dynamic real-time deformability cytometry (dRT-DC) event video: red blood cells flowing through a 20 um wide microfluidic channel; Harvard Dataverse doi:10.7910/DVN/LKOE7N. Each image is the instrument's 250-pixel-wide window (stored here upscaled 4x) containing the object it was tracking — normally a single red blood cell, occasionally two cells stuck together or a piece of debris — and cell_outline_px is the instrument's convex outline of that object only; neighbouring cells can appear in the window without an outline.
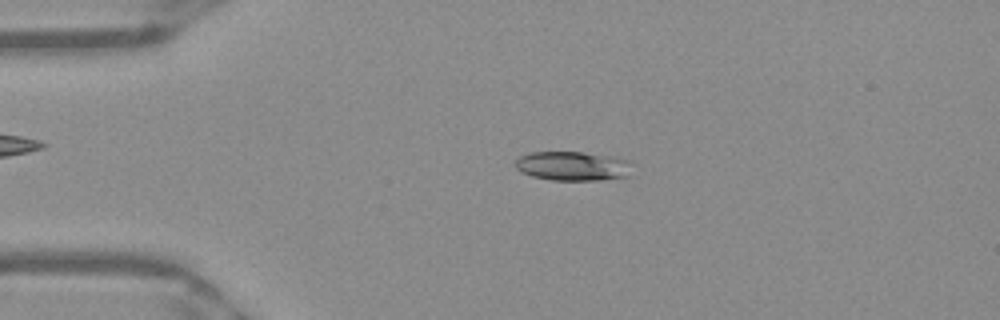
{"species": "Egyptian fruit bat (a non-hibernating species)", "species_latin": "Rousettus aegyptiacus", "temperature_condition": "warm", "stored_images_in_passage": 47, "camera_frame_rate_fps": 3000, "um_per_image_px": 0.085, "frame": {"image": 1, "passage_image": 7, "time_ms": 2.0, "image_size_px": [1000, 320], "cell_outline_px": [[632, 164], [628, 176], [600, 180], [552, 180], [532, 176], [520, 172], [512, 164], [520, 156], [528, 152], [584, 152], [612, 156], [632, 160]], "centroid_in_image_um": [48.67, 14.1], "position_along_channel_um": 36.3, "area_um2": 20.23}}
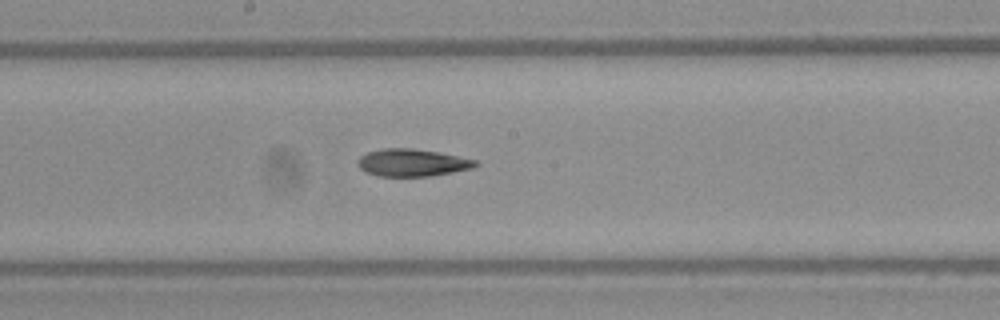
{"frame": {"image": 2, "passage_image": 23, "time_ms": 7.333, "image_size_px": [1000, 320], "cell_outline_px": [[480, 164], [472, 168], [432, 176], [376, 176], [360, 168], [356, 164], [360, 156], [368, 152], [384, 148], [412, 148], [440, 152], [476, 160]], "centroid_in_image_um": [35.04, 13.82], "position_along_channel_um": 213.2, "area_um2": 18.79}}
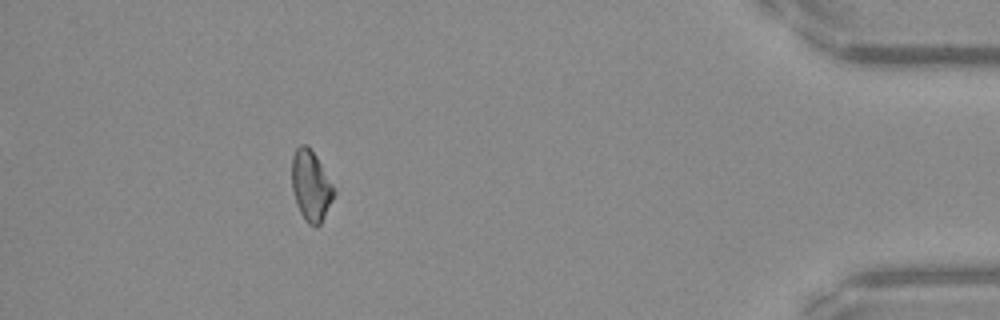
{"frame": {"image": 3, "passage_image": 42, "time_ms": 13.667, "image_size_px": [1000, 320], "cell_outline_px": [[336, 192], [320, 224], [316, 228], [308, 224], [304, 220], [296, 204], [292, 188], [292, 156], [296, 148], [300, 144], [308, 144], [316, 156], [332, 184]], "centroid_in_image_um": [26.41, 15.79], "position_along_channel_um": 408.8, "area_um2": 17.28}}